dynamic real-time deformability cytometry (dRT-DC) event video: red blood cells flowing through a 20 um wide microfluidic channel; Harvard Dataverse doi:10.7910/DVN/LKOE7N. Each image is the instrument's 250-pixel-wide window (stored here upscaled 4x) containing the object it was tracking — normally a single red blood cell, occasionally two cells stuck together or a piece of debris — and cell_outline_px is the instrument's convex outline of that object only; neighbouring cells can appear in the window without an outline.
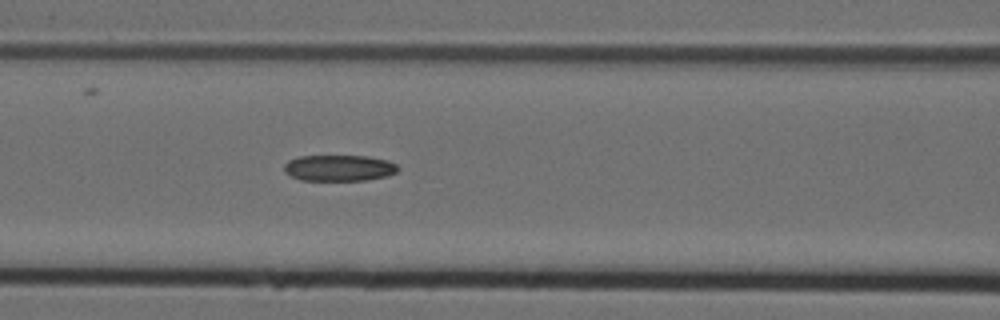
{"species": "Egyptian fruit bat (a non-hibernating species)", "species_latin": "Rousettus aegyptiacus", "temperature_condition": "cold", "stored_images_in_passage": 7, "camera_frame_rate_fps": 3000, "um_per_image_px": 0.085, "animal": {"sex": "female"}, "frame": {"image": 1, "passage_image": 7, "time_ms": 2.0, "image_size_px": [1000, 320], "cell_outline_px": [[400, 168], [396, 172], [388, 176], [368, 180], [300, 180], [284, 172], [284, 164], [288, 160], [300, 156], [368, 156], [388, 160], [396, 164]], "centroid_in_image_um": [28.84, 14.28], "position_along_channel_um": 137.8, "area_um2": 17.46}}